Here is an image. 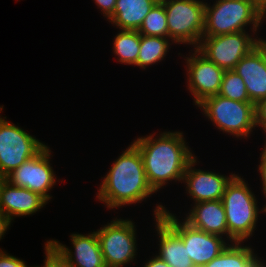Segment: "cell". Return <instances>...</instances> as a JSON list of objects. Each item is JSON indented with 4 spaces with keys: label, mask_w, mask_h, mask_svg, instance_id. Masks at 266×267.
<instances>
[{
    "label": "cell",
    "mask_w": 266,
    "mask_h": 267,
    "mask_svg": "<svg viewBox=\"0 0 266 267\" xmlns=\"http://www.w3.org/2000/svg\"><path fill=\"white\" fill-rule=\"evenodd\" d=\"M96 233L106 267H124L137 257L134 221L115 217Z\"/></svg>",
    "instance_id": "obj_7"
},
{
    "label": "cell",
    "mask_w": 266,
    "mask_h": 267,
    "mask_svg": "<svg viewBox=\"0 0 266 267\" xmlns=\"http://www.w3.org/2000/svg\"><path fill=\"white\" fill-rule=\"evenodd\" d=\"M182 239L195 267H203L216 258L229 244L227 239L194 228L168 209L160 216ZM227 242V243H226Z\"/></svg>",
    "instance_id": "obj_10"
},
{
    "label": "cell",
    "mask_w": 266,
    "mask_h": 267,
    "mask_svg": "<svg viewBox=\"0 0 266 267\" xmlns=\"http://www.w3.org/2000/svg\"><path fill=\"white\" fill-rule=\"evenodd\" d=\"M117 0H94L103 16L108 20L114 13Z\"/></svg>",
    "instance_id": "obj_29"
},
{
    "label": "cell",
    "mask_w": 266,
    "mask_h": 267,
    "mask_svg": "<svg viewBox=\"0 0 266 267\" xmlns=\"http://www.w3.org/2000/svg\"><path fill=\"white\" fill-rule=\"evenodd\" d=\"M143 267H170L164 260H161L158 256L153 255L150 260L147 259Z\"/></svg>",
    "instance_id": "obj_30"
},
{
    "label": "cell",
    "mask_w": 266,
    "mask_h": 267,
    "mask_svg": "<svg viewBox=\"0 0 266 267\" xmlns=\"http://www.w3.org/2000/svg\"><path fill=\"white\" fill-rule=\"evenodd\" d=\"M192 49V54L184 60L187 88L194 98V105L197 106L204 99L219 93L225 70L207 59L196 48Z\"/></svg>",
    "instance_id": "obj_12"
},
{
    "label": "cell",
    "mask_w": 266,
    "mask_h": 267,
    "mask_svg": "<svg viewBox=\"0 0 266 267\" xmlns=\"http://www.w3.org/2000/svg\"><path fill=\"white\" fill-rule=\"evenodd\" d=\"M102 180L96 197L111 210L141 203L156 193L148 183L141 153L132 142Z\"/></svg>",
    "instance_id": "obj_2"
},
{
    "label": "cell",
    "mask_w": 266,
    "mask_h": 267,
    "mask_svg": "<svg viewBox=\"0 0 266 267\" xmlns=\"http://www.w3.org/2000/svg\"><path fill=\"white\" fill-rule=\"evenodd\" d=\"M165 7L169 39L196 48L203 37L205 0H160Z\"/></svg>",
    "instance_id": "obj_6"
},
{
    "label": "cell",
    "mask_w": 266,
    "mask_h": 267,
    "mask_svg": "<svg viewBox=\"0 0 266 267\" xmlns=\"http://www.w3.org/2000/svg\"><path fill=\"white\" fill-rule=\"evenodd\" d=\"M155 134L137 137L132 143L139 149L148 183L157 193L173 180L182 183L186 168L195 154L187 145L183 132Z\"/></svg>",
    "instance_id": "obj_1"
},
{
    "label": "cell",
    "mask_w": 266,
    "mask_h": 267,
    "mask_svg": "<svg viewBox=\"0 0 266 267\" xmlns=\"http://www.w3.org/2000/svg\"><path fill=\"white\" fill-rule=\"evenodd\" d=\"M255 125L262 128L266 136V99L255 104Z\"/></svg>",
    "instance_id": "obj_26"
},
{
    "label": "cell",
    "mask_w": 266,
    "mask_h": 267,
    "mask_svg": "<svg viewBox=\"0 0 266 267\" xmlns=\"http://www.w3.org/2000/svg\"><path fill=\"white\" fill-rule=\"evenodd\" d=\"M0 267H28L26 262L0 249ZM32 267V266H30Z\"/></svg>",
    "instance_id": "obj_27"
},
{
    "label": "cell",
    "mask_w": 266,
    "mask_h": 267,
    "mask_svg": "<svg viewBox=\"0 0 266 267\" xmlns=\"http://www.w3.org/2000/svg\"><path fill=\"white\" fill-rule=\"evenodd\" d=\"M265 56H266V39H265Z\"/></svg>",
    "instance_id": "obj_34"
},
{
    "label": "cell",
    "mask_w": 266,
    "mask_h": 267,
    "mask_svg": "<svg viewBox=\"0 0 266 267\" xmlns=\"http://www.w3.org/2000/svg\"><path fill=\"white\" fill-rule=\"evenodd\" d=\"M265 19L266 11L254 0H216L212 6L205 2L203 36L237 33L249 26L256 35Z\"/></svg>",
    "instance_id": "obj_4"
},
{
    "label": "cell",
    "mask_w": 266,
    "mask_h": 267,
    "mask_svg": "<svg viewBox=\"0 0 266 267\" xmlns=\"http://www.w3.org/2000/svg\"><path fill=\"white\" fill-rule=\"evenodd\" d=\"M219 131L236 138H248L256 129L255 104L240 102L219 94L204 99L197 105Z\"/></svg>",
    "instance_id": "obj_5"
},
{
    "label": "cell",
    "mask_w": 266,
    "mask_h": 267,
    "mask_svg": "<svg viewBox=\"0 0 266 267\" xmlns=\"http://www.w3.org/2000/svg\"><path fill=\"white\" fill-rule=\"evenodd\" d=\"M251 34L248 31H241L217 36H203L196 49L225 71L234 70L236 64L256 47L261 39Z\"/></svg>",
    "instance_id": "obj_9"
},
{
    "label": "cell",
    "mask_w": 266,
    "mask_h": 267,
    "mask_svg": "<svg viewBox=\"0 0 266 267\" xmlns=\"http://www.w3.org/2000/svg\"><path fill=\"white\" fill-rule=\"evenodd\" d=\"M51 152L47 144L37 155L28 159L4 179L14 186L27 188L51 201L53 196L49 192L57 182L56 173L50 163L53 157Z\"/></svg>",
    "instance_id": "obj_11"
},
{
    "label": "cell",
    "mask_w": 266,
    "mask_h": 267,
    "mask_svg": "<svg viewBox=\"0 0 266 267\" xmlns=\"http://www.w3.org/2000/svg\"><path fill=\"white\" fill-rule=\"evenodd\" d=\"M113 40V54L121 64L137 66L140 49V33L136 30H120Z\"/></svg>",
    "instance_id": "obj_22"
},
{
    "label": "cell",
    "mask_w": 266,
    "mask_h": 267,
    "mask_svg": "<svg viewBox=\"0 0 266 267\" xmlns=\"http://www.w3.org/2000/svg\"><path fill=\"white\" fill-rule=\"evenodd\" d=\"M70 237L74 250L58 240H47L46 244L69 267H106L96 231L85 235L73 233Z\"/></svg>",
    "instance_id": "obj_13"
},
{
    "label": "cell",
    "mask_w": 266,
    "mask_h": 267,
    "mask_svg": "<svg viewBox=\"0 0 266 267\" xmlns=\"http://www.w3.org/2000/svg\"><path fill=\"white\" fill-rule=\"evenodd\" d=\"M167 15L164 4L159 0L146 15L138 29L141 35L169 38Z\"/></svg>",
    "instance_id": "obj_23"
},
{
    "label": "cell",
    "mask_w": 266,
    "mask_h": 267,
    "mask_svg": "<svg viewBox=\"0 0 266 267\" xmlns=\"http://www.w3.org/2000/svg\"><path fill=\"white\" fill-rule=\"evenodd\" d=\"M266 140V139H265ZM264 148H262L263 151H261L262 153H260V163L258 167L259 171V175H260V179L262 183V193L264 195V198L266 199V141H264Z\"/></svg>",
    "instance_id": "obj_28"
},
{
    "label": "cell",
    "mask_w": 266,
    "mask_h": 267,
    "mask_svg": "<svg viewBox=\"0 0 266 267\" xmlns=\"http://www.w3.org/2000/svg\"><path fill=\"white\" fill-rule=\"evenodd\" d=\"M243 78L249 99L256 104L266 99V56L265 39L245 55L234 69Z\"/></svg>",
    "instance_id": "obj_15"
},
{
    "label": "cell",
    "mask_w": 266,
    "mask_h": 267,
    "mask_svg": "<svg viewBox=\"0 0 266 267\" xmlns=\"http://www.w3.org/2000/svg\"><path fill=\"white\" fill-rule=\"evenodd\" d=\"M219 95L240 102H251L243 78L235 70L224 73Z\"/></svg>",
    "instance_id": "obj_24"
},
{
    "label": "cell",
    "mask_w": 266,
    "mask_h": 267,
    "mask_svg": "<svg viewBox=\"0 0 266 267\" xmlns=\"http://www.w3.org/2000/svg\"><path fill=\"white\" fill-rule=\"evenodd\" d=\"M197 162L199 161L195 156L184 173L182 183L186 185L185 193L194 203L221 200L228 183L236 174L231 173L230 176H226L209 170L196 169Z\"/></svg>",
    "instance_id": "obj_14"
},
{
    "label": "cell",
    "mask_w": 266,
    "mask_h": 267,
    "mask_svg": "<svg viewBox=\"0 0 266 267\" xmlns=\"http://www.w3.org/2000/svg\"><path fill=\"white\" fill-rule=\"evenodd\" d=\"M244 243H229L216 258L203 267H260L265 260L258 257L254 249L249 245L245 246Z\"/></svg>",
    "instance_id": "obj_20"
},
{
    "label": "cell",
    "mask_w": 266,
    "mask_h": 267,
    "mask_svg": "<svg viewBox=\"0 0 266 267\" xmlns=\"http://www.w3.org/2000/svg\"><path fill=\"white\" fill-rule=\"evenodd\" d=\"M4 107L0 106V113ZM45 143L0 116V178L4 179L28 159L37 155Z\"/></svg>",
    "instance_id": "obj_8"
},
{
    "label": "cell",
    "mask_w": 266,
    "mask_h": 267,
    "mask_svg": "<svg viewBox=\"0 0 266 267\" xmlns=\"http://www.w3.org/2000/svg\"><path fill=\"white\" fill-rule=\"evenodd\" d=\"M159 0H117L113 15L107 20L119 30H136Z\"/></svg>",
    "instance_id": "obj_19"
},
{
    "label": "cell",
    "mask_w": 266,
    "mask_h": 267,
    "mask_svg": "<svg viewBox=\"0 0 266 267\" xmlns=\"http://www.w3.org/2000/svg\"><path fill=\"white\" fill-rule=\"evenodd\" d=\"M44 250L45 258L43 267H69L46 243L44 244ZM34 267H40V265Z\"/></svg>",
    "instance_id": "obj_25"
},
{
    "label": "cell",
    "mask_w": 266,
    "mask_h": 267,
    "mask_svg": "<svg viewBox=\"0 0 266 267\" xmlns=\"http://www.w3.org/2000/svg\"><path fill=\"white\" fill-rule=\"evenodd\" d=\"M47 203L49 202L38 193L0 179V212L11 222L16 217L34 215Z\"/></svg>",
    "instance_id": "obj_16"
},
{
    "label": "cell",
    "mask_w": 266,
    "mask_h": 267,
    "mask_svg": "<svg viewBox=\"0 0 266 267\" xmlns=\"http://www.w3.org/2000/svg\"><path fill=\"white\" fill-rule=\"evenodd\" d=\"M262 9L266 11V0H254Z\"/></svg>",
    "instance_id": "obj_32"
},
{
    "label": "cell",
    "mask_w": 266,
    "mask_h": 267,
    "mask_svg": "<svg viewBox=\"0 0 266 267\" xmlns=\"http://www.w3.org/2000/svg\"><path fill=\"white\" fill-rule=\"evenodd\" d=\"M169 38L145 36L140 34V49L137 59V67L146 70L147 67L160 63L169 52L173 42Z\"/></svg>",
    "instance_id": "obj_21"
},
{
    "label": "cell",
    "mask_w": 266,
    "mask_h": 267,
    "mask_svg": "<svg viewBox=\"0 0 266 267\" xmlns=\"http://www.w3.org/2000/svg\"><path fill=\"white\" fill-rule=\"evenodd\" d=\"M165 210V205L157 204L153 211L159 240V251L156 256L170 267H195L181 237L160 217Z\"/></svg>",
    "instance_id": "obj_17"
},
{
    "label": "cell",
    "mask_w": 266,
    "mask_h": 267,
    "mask_svg": "<svg viewBox=\"0 0 266 267\" xmlns=\"http://www.w3.org/2000/svg\"><path fill=\"white\" fill-rule=\"evenodd\" d=\"M11 221L0 212V241L11 226Z\"/></svg>",
    "instance_id": "obj_31"
},
{
    "label": "cell",
    "mask_w": 266,
    "mask_h": 267,
    "mask_svg": "<svg viewBox=\"0 0 266 267\" xmlns=\"http://www.w3.org/2000/svg\"><path fill=\"white\" fill-rule=\"evenodd\" d=\"M260 267H266V263H263Z\"/></svg>",
    "instance_id": "obj_33"
},
{
    "label": "cell",
    "mask_w": 266,
    "mask_h": 267,
    "mask_svg": "<svg viewBox=\"0 0 266 267\" xmlns=\"http://www.w3.org/2000/svg\"><path fill=\"white\" fill-rule=\"evenodd\" d=\"M183 219L190 226L204 232L227 238L226 214L221 200L193 203Z\"/></svg>",
    "instance_id": "obj_18"
},
{
    "label": "cell",
    "mask_w": 266,
    "mask_h": 267,
    "mask_svg": "<svg viewBox=\"0 0 266 267\" xmlns=\"http://www.w3.org/2000/svg\"><path fill=\"white\" fill-rule=\"evenodd\" d=\"M243 177L236 174L221 199L228 227V243L244 242L253 236L259 212L266 214V204L259 209L258 200ZM230 241V242H229Z\"/></svg>",
    "instance_id": "obj_3"
}]
</instances>
